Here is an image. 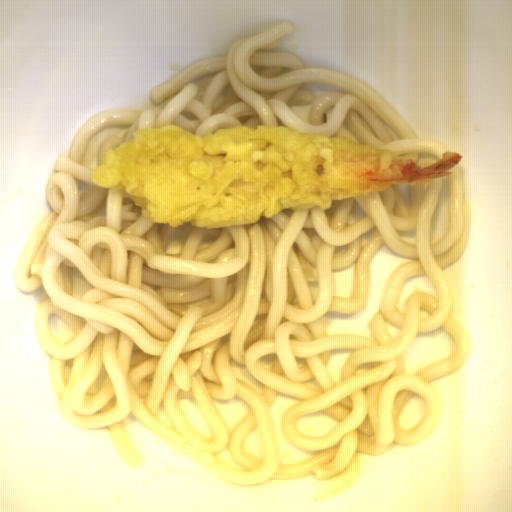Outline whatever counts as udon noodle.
I'll use <instances>...</instances> for the list:
<instances>
[{
    "label": "udon noodle",
    "mask_w": 512,
    "mask_h": 512,
    "mask_svg": "<svg viewBox=\"0 0 512 512\" xmlns=\"http://www.w3.org/2000/svg\"><path fill=\"white\" fill-rule=\"evenodd\" d=\"M296 31L290 20L230 44L227 54L202 58L150 89L149 109L102 110L56 157L45 182L52 211L32 231L13 267L16 288L47 298L32 328L49 358L48 376L66 422L107 428L123 462L142 455L127 436L130 413L154 436L215 475L242 486L313 476L326 481L313 500L331 498L360 478V455L379 456L431 435L443 398L433 382L466 362L470 336L454 315L455 297L443 269L464 255L471 229L463 161L430 185L394 184L367 196L334 200L304 211L227 228L150 222L131 198L92 181L107 149L133 132L174 124L196 135L220 128L284 126L301 133L349 137L360 145L437 161L449 151L419 138L407 120L361 80L307 67L296 54L266 51ZM263 50V51H258ZM303 83L351 93L316 97ZM130 125L98 147L85 167L90 138L105 126ZM448 178L449 229L433 241L438 201ZM358 203L367 215L352 214ZM416 262L393 270L370 337L327 334L325 312L352 314L370 302L371 264L383 245ZM353 263L351 298L333 295L332 274ZM93 286L73 292V269ZM57 313L72 329L66 343L48 326ZM450 355L413 373L403 356L417 335L439 328ZM351 348L333 380L335 349ZM298 402L282 418L289 443L314 457L287 463L272 421L276 395ZM418 394L426 402L419 425L400 416ZM199 404L212 438L186 418L180 402ZM240 400L247 410L230 426L213 400ZM324 413L338 423L326 435L303 434L297 422ZM257 427L263 456L243 447ZM228 447L241 468L216 453Z\"/></svg>",
    "instance_id": "obj_1"
}]
</instances>
